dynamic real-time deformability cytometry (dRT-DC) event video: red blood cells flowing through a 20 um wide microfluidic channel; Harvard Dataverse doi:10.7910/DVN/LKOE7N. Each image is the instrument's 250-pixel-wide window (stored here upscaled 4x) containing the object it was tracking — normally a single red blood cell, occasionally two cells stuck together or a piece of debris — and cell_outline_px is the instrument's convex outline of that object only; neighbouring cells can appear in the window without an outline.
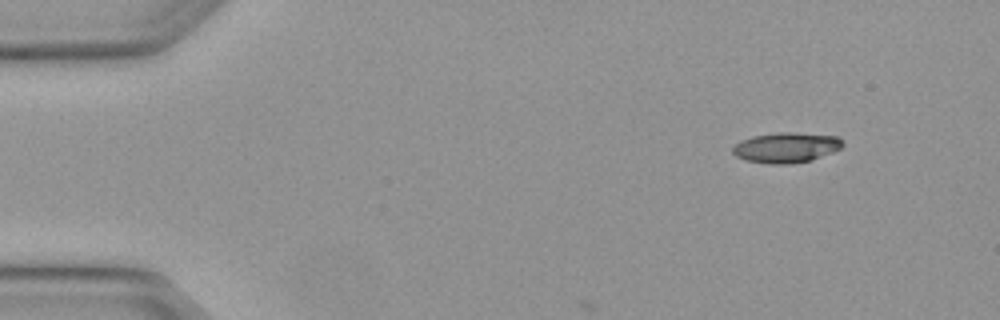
{"species": "Egyptian fruit bat (a non-hibernating species)", "species_latin": "Rousettus aegyptiacus", "temperature_condition": "warm", "stored_images_in_passage": 3, "camera_frame_rate_fps": 3000, "um_per_image_px": 0.085, "animal": {"sex": "female"}, "frame": {"image": 1, "passage_image": 1, "time_ms": 0.0, "image_size_px": [1000, 320], "cell_outline_px": [[844, 144], [840, 148], [832, 152], [812, 160], [788, 164], [768, 164], [744, 160], [736, 156], [732, 152], [732, 148], [740, 140], [752, 136], [780, 132], [792, 132], [836, 136], [844, 140]], "centroid_in_image_um": [66.81, 12.54], "position_along_channel_um": 18.2, "area_um2": 19.48}}